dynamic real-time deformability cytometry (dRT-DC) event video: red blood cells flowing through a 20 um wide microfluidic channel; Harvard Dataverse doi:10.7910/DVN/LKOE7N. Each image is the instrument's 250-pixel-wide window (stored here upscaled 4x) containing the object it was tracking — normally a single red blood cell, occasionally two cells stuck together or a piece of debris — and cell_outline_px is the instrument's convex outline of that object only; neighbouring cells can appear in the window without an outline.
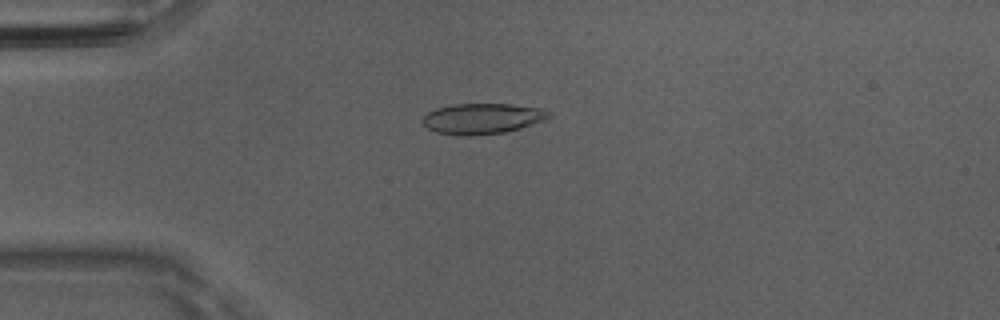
{"species": "Egyptian fruit bat (a non-hibernating species)", "species_latin": "Rousettus aegyptiacus", "temperature_condition": "room temperature", "stored_images_in_passage": 50, "camera_frame_rate_fps": 3000, "um_per_image_px": 0.085, "animal": {"sex": "male"}, "frame": {"image": 1, "passage_image": 13, "time_ms": 4.0, "image_size_px": [1000, 320], "cell_outline_px": [[552, 116], [544, 120], [520, 128], [504, 132], [464, 136], [436, 132], [420, 124], [420, 120], [428, 112], [436, 108], [452, 104], [512, 104], [540, 108], [552, 112]], "centroid_in_image_um": [40.97, 10.07], "position_along_channel_um": 44.0, "area_um2": 22.6}}
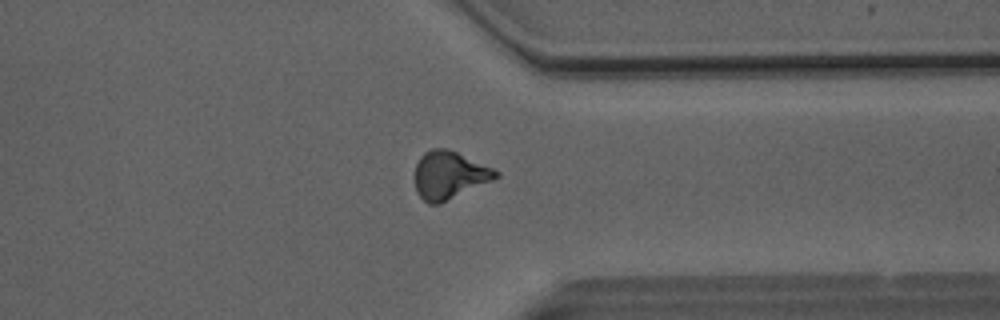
{"frame": {"image": 2, "passage_image": 39, "time_ms": 12.667, "image_size_px": [1000, 320], "cell_outline_px": [[500, 176], [492, 180], [440, 204], [428, 204], [416, 192], [416, 164], [420, 156], [424, 152], [432, 148], [448, 148], [492, 168], [500, 172]], "centroid_in_image_um": [38.17, 14.88], "position_along_channel_um": 373.2, "area_um2": 22.37}}
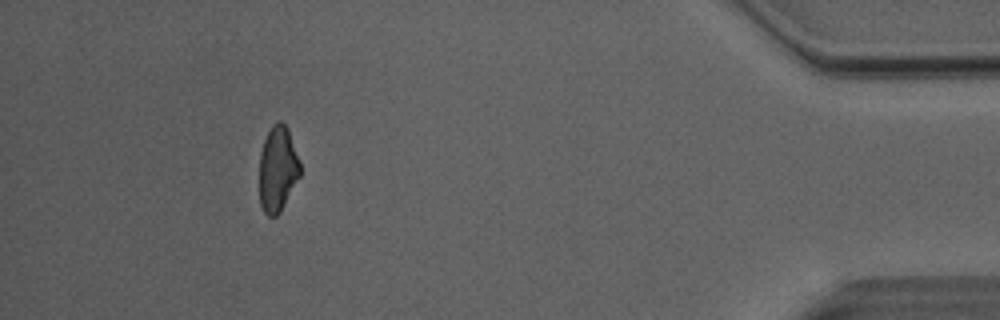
{"frame": {"image": 3, "passage_image": 46, "time_ms": 15.0, "image_size_px": [1000, 320], "cell_outline_px": [[300, 176], [280, 212], [276, 216], [268, 216], [264, 212], [260, 204], [260, 152], [264, 140], [272, 124], [276, 120], [280, 120], [288, 128], [300, 164]], "centroid_in_image_um": [23.6, 14.35], "position_along_channel_um": 411.6, "area_um2": 20.23}, "authors_computed_cell_mechanics": {"area_um2": 22.1952, "velocity_mm_per_s": 4.0977, "shape_relaxation_time_tau1_ms": null, "shape_relaxation_time_tau2_ms": 1.8441, "deformation_change_tau1": null, "deformation_change_tau2": 0.0985}}